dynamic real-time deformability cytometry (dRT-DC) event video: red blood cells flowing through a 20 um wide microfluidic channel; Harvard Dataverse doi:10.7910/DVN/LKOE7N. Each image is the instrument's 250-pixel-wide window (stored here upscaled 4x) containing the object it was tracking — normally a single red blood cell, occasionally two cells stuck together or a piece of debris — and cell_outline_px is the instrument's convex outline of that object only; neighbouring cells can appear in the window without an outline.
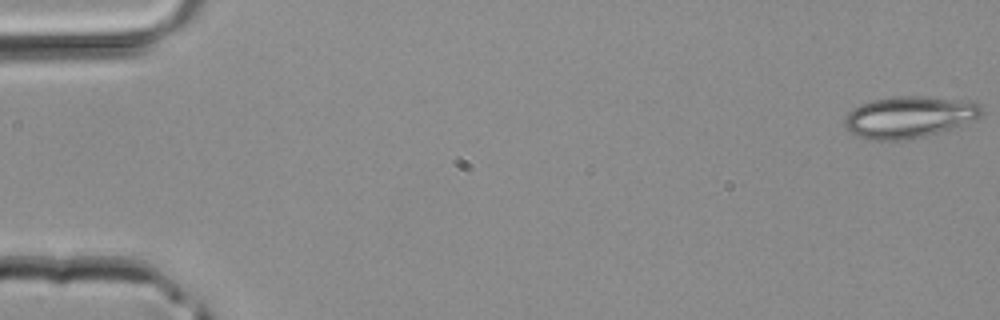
{"species": "common noctule bat (a hibernating species)", "species_latin": "Nyctalus noctula", "temperature_condition": "room temperature", "stored_images_in_passage": 40, "camera_frame_rate_fps": 3000, "um_per_image_px": 0.085, "animal": {"sex": "male", "body_mass_g": 20.4}, "frame": {"image": 1, "passage_image": 1, "time_ms": 0.0, "image_size_px": [1000, 320], "cell_outline_px": [[984, 112], [976, 120], [928, 136], [904, 140], [872, 140], [848, 132], [844, 124], [844, 116], [852, 108], [872, 100], [888, 96], [924, 96], [972, 100], [980, 104]], "centroid_in_image_um": [77.31, 9.93], "position_along_channel_um": 7.7, "area_um2": 33.87}}
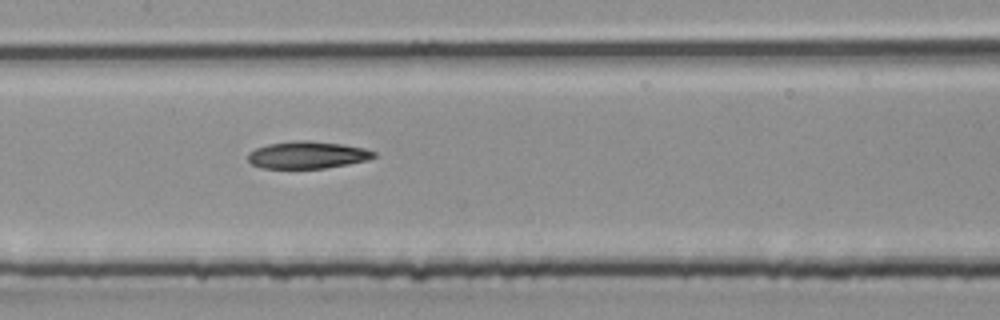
{"frame": {"image": 2, "passage_image": 21, "time_ms": 6.667, "image_size_px": [1000, 320], "cell_outline_px": [[376, 156], [368, 160], [348, 164], [324, 168], [260, 168], [252, 164], [248, 160], [248, 152], [256, 148], [268, 144], [296, 140], [308, 140], [340, 144], [364, 148], [376, 152]], "centroid_in_image_um": [26.12, 13.17], "position_along_channel_um": 181.3, "area_um2": 19.94}}
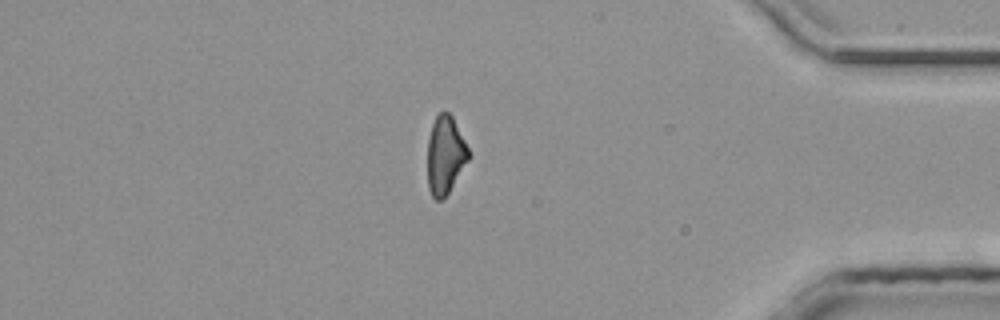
{"frame": {"image": 3, "passage_image": 36, "time_ms": 11.667, "image_size_px": [1000, 320], "cell_outline_px": [[468, 160], [448, 192], [440, 200], [436, 200], [432, 196], [428, 188], [428, 136], [432, 124], [436, 116], [440, 112], [448, 112], [452, 116], [468, 148]], "centroid_in_image_um": [37.82, 13.17], "position_along_channel_um": 397.4, "area_um2": 18.26}}